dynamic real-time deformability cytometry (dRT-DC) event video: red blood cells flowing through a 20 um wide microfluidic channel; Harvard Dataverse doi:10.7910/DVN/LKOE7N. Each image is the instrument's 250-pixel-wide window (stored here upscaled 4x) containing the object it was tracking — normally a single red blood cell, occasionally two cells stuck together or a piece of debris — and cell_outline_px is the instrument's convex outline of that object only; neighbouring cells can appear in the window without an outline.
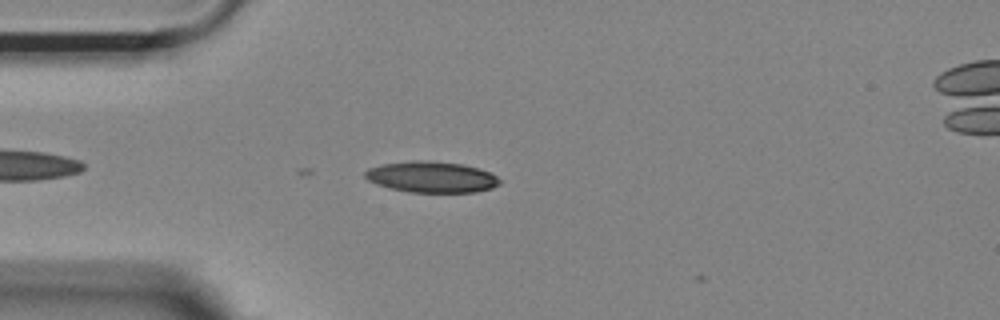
{"species": "Egyptian fruit bat (a non-hibernating species)", "species_latin": "Rousettus aegyptiacus", "temperature_condition": "room temperature", "stored_images_in_passage": 4, "camera_frame_rate_fps": 3000, "um_per_image_px": 0.085, "animal": {"sex": "female"}, "frame": {"image": 1, "passage_image": 2, "time_ms": 0.333, "image_size_px": [1000, 320], "cell_outline_px": [[500, 184], [492, 188], [476, 192], [408, 192], [376, 184], [368, 180], [364, 176], [364, 172], [368, 168], [384, 164], [416, 160], [424, 160], [464, 164], [480, 168], [496, 176], [500, 180]], "centroid_in_image_um": [36.69, 15.04], "position_along_channel_um": 48.3, "area_um2": 24.33}}